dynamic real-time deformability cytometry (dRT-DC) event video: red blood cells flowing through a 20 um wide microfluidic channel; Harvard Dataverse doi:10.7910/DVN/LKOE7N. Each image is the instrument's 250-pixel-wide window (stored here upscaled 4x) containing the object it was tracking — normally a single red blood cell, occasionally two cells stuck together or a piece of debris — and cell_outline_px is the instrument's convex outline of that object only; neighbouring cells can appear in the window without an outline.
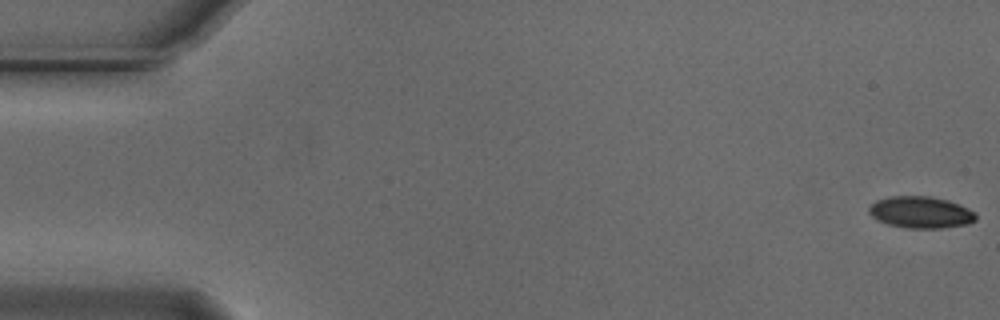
{"species": "Egyptian fruit bat (a non-hibernating species)", "species_latin": "Rousettus aegyptiacus", "temperature_condition": "cold", "stored_images_in_passage": 15, "camera_frame_rate_fps": 3000, "um_per_image_px": 0.085, "animal": {"sex": "male"}, "frame": {"image": 1, "passage_image": 1, "time_ms": 0.0, "image_size_px": [1000, 320], "cell_outline_px": [[976, 220], [968, 224], [940, 228], [908, 228], [888, 224], [876, 220], [868, 212], [868, 208], [876, 200], [888, 196], [928, 196], [948, 200], [960, 204], [976, 212]], "centroid_in_image_um": [78.26, 18.04], "position_along_channel_um": 6.7, "area_um2": 19.88}}
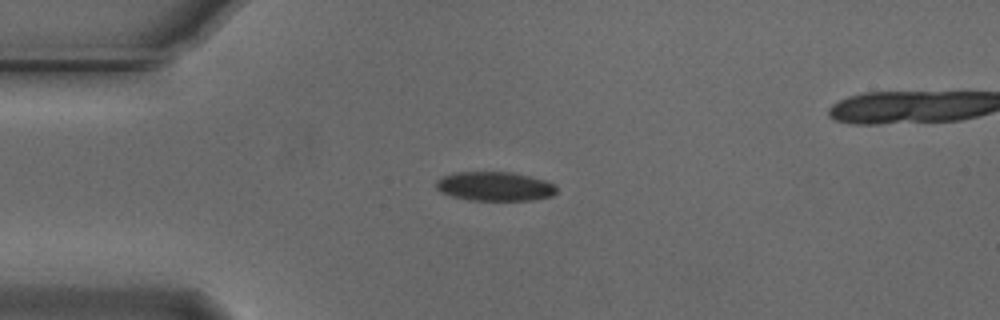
{"frame": {"image": 2, "passage_image": 14, "time_ms": 4.333, "image_size_px": [1000, 320], "cell_outline_px": [[556, 192], [552, 196], [536, 200], [468, 200], [452, 196], [440, 192], [436, 188], [436, 180], [452, 172], [512, 172], [544, 180], [556, 184]], "centroid_in_image_um": [42.05, 15.84], "position_along_channel_um": 42.9, "area_um2": 20.58}}